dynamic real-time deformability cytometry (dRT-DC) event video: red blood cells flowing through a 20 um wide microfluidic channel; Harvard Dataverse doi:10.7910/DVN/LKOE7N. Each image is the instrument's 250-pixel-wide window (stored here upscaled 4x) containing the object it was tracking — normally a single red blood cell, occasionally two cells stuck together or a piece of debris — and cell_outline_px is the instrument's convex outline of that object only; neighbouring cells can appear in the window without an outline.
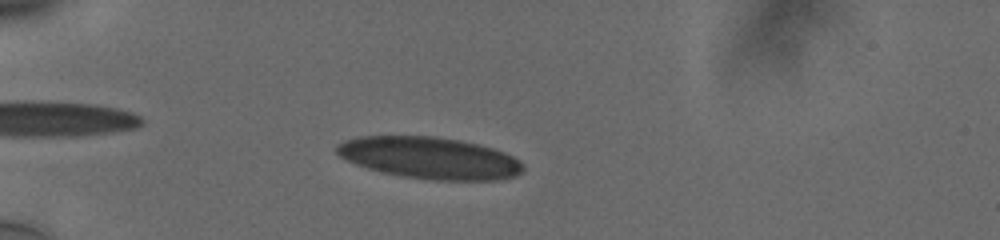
{"species": "human", "species_latin": "Homo sapiens", "temperature_condition": "cold", "stored_images_in_passage": 54, "camera_frame_rate_fps": 3000, "um_per_image_px": 0.085, "donor": {"sex": "male"}, "frame": {"image": 1, "passage_image": 15, "time_ms": 4.667, "image_size_px": [1000, 240], "cell_outline_px": [[524, 168], [516, 176], [500, 180], [432, 180], [400, 176], [368, 168], [356, 164], [340, 156], [336, 152], [336, 144], [344, 140], [360, 136], [436, 136], [460, 140], [492, 148], [504, 152], [520, 160], [524, 164]], "centroid_in_image_um": [36.53, 13.42], "position_along_channel_um": 48.5, "area_um2": 45.43}}
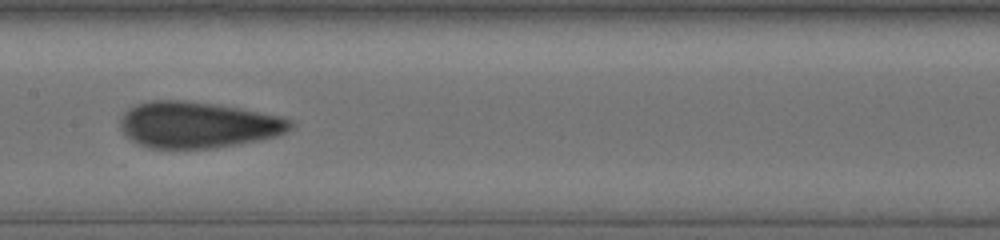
{"frame": {"image": 2, "passage_image": 29, "time_ms": 9.333, "image_size_px": [1000, 240], "cell_outline_px": [[296, 124], [292, 128], [276, 136], [260, 140], [212, 148], [148, 148], [132, 140], [120, 128], [120, 120], [124, 112], [128, 108], [136, 104], [152, 100], [188, 100], [216, 104], [240, 108], [280, 116], [292, 120]], "centroid_in_image_um": [16.82, 10.6], "position_along_channel_um": 190.6, "area_um2": 45.89}}
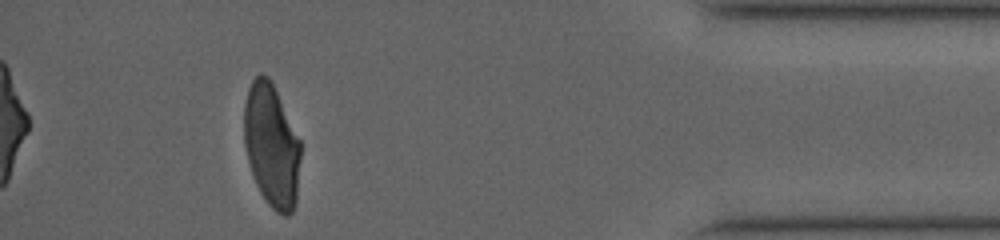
{"frame": {"image": 3, "passage_image": 50, "time_ms": 16.333, "image_size_px": [1000, 240], "cell_outline_px": [[300, 160], [296, 200], [292, 212], [288, 216], [284, 216], [276, 212], [268, 204], [260, 192], [252, 176], [244, 144], [244, 104], [248, 88], [252, 80], [260, 72], [268, 76], [300, 140]], "centroid_in_image_um": [23.06, 12.39], "position_along_channel_um": 412.1, "area_um2": 40.46}, "authors_computed_cell_mechanics": {"area_um2": 43.8702, "velocity_mm_per_s": 3.765, "shape_relaxation_time_tau1_ms": 8.6833, "shape_relaxation_time_tau2_ms": 1.0291, "deformation_change_tau1": 0.2076, "deformation_change_tau2": 0.0758}}